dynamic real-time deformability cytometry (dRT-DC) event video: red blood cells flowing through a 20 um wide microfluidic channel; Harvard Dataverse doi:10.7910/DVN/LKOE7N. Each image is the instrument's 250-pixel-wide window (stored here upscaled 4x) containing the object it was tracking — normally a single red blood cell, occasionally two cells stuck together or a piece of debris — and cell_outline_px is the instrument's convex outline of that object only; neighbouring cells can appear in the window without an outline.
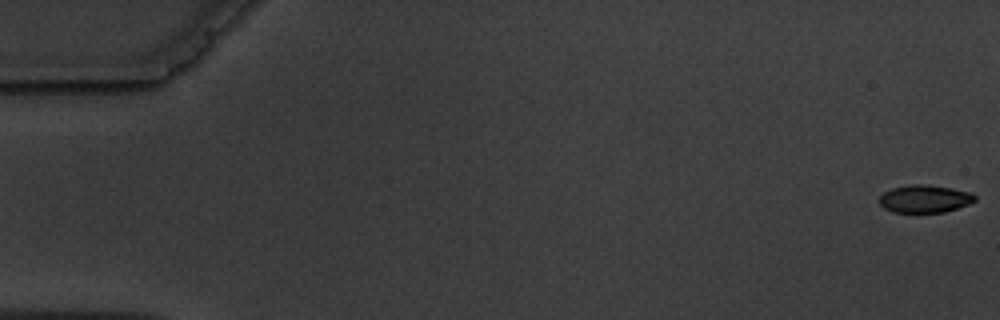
{"species": "common noctule bat (a hibernating species)", "species_latin": "Nyctalus noctula", "temperature_condition": "warm", "stored_images_in_passage": 5, "camera_frame_rate_fps": 3000, "um_per_image_px": 0.085, "animal": {"sex": "male", "body_mass_g": 19.5, "forearm_length_mm": 54.6}, "frame": {"image": 1, "passage_image": 1, "time_ms": 0.0, "image_size_px": [1000, 320], "cell_outline_px": [[976, 200], [968, 204], [944, 212], [892, 212], [884, 208], [880, 204], [880, 196], [884, 192], [892, 188], [908, 184], [928, 184], [952, 188], [972, 192], [976, 196]], "centroid_in_image_um": [78.61, 16.88], "position_along_channel_um": 6.4, "area_um2": 15.49}}
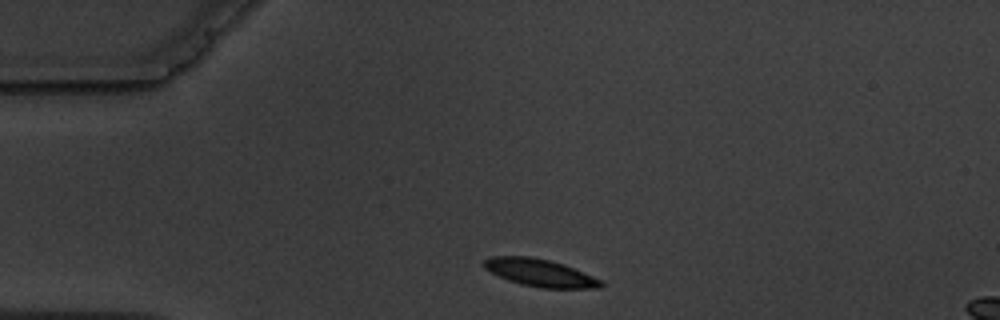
{"frame": {"image": 2, "passage_image": 4, "time_ms": 7.0, "image_size_px": [1000, 320], "cell_outline_px": [[604, 284], [600, 288], [540, 288], [520, 284], [508, 280], [484, 268], [484, 260], [492, 256], [528, 256], [548, 260], [564, 264], [604, 280]], "centroid_in_image_um": [45.95, 23.19], "position_along_channel_um": 39.0, "area_um2": 18.73}}